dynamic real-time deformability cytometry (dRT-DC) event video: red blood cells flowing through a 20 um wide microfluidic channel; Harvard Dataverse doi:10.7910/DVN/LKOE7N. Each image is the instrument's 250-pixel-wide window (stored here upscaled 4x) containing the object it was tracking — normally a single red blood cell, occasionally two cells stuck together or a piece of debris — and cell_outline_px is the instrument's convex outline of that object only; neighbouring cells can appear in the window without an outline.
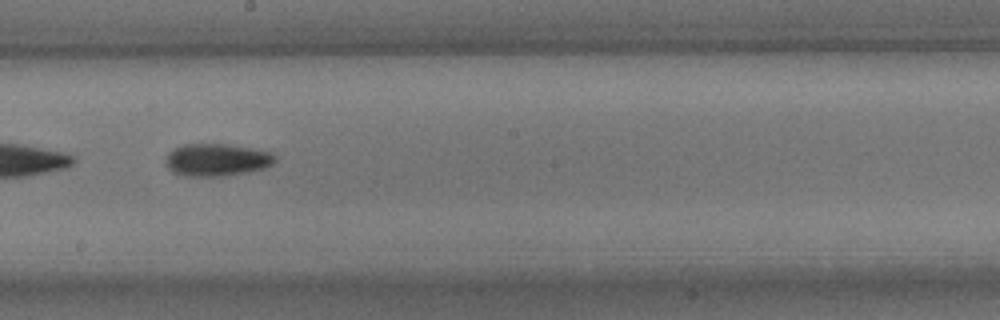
{"species": "common noctule bat (a hibernating species)", "species_latin": "Nyctalus noctula", "temperature_condition": "room temperature", "stored_images_in_passage": 46, "camera_frame_rate_fps": 3000, "um_per_image_px": 0.085, "animal": {"sex": "male", "body_mass_g": 15.6}, "frame": {"image": 1, "passage_image": 23, "time_ms": 7.333, "image_size_px": [1000, 320], "cell_outline_px": [[276, 160], [272, 164], [264, 168], [248, 172], [224, 176], [180, 176], [172, 172], [168, 168], [164, 160], [164, 156], [168, 152], [184, 144], [228, 144], [252, 148], [272, 152], [276, 156]], "centroid_in_image_um": [18.4, 13.59], "position_along_channel_um": 229.8, "area_um2": 20.98}}
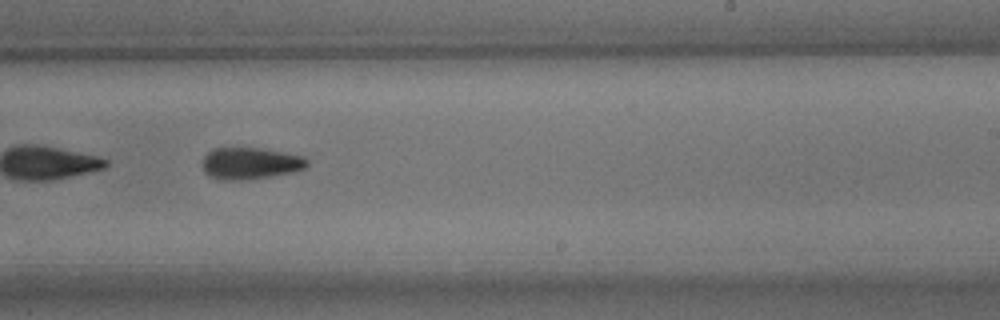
{"frame": {"image": 2, "passage_image": 26, "time_ms": 8.333, "image_size_px": [1000, 320], "cell_outline_px": [[308, 164], [304, 168], [292, 172], [272, 176], [248, 180], [220, 180], [208, 176], [204, 172], [204, 156], [208, 152], [216, 148], [256, 148], [304, 156], [308, 160]], "centroid_in_image_um": [21.27, 13.9], "position_along_channel_um": 267.7, "area_um2": 19.25}}
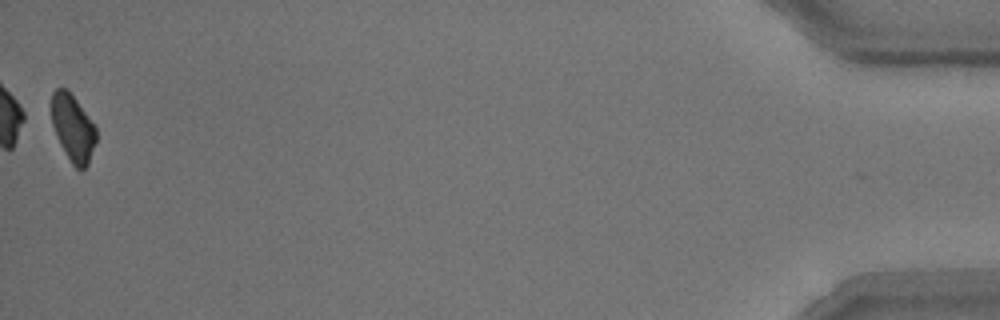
{"frame": {"image": 3, "passage_image": 46, "time_ms": 15.0, "image_size_px": [1000, 320], "cell_outline_px": [[96, 140], [88, 164], [80, 172], [72, 164], [60, 144], [52, 124], [52, 92], [56, 88], [64, 88], [76, 100], [96, 124]], "centroid_in_image_um": [6.22, 10.9], "position_along_channel_um": 429.0, "area_um2": 17.28}, "authors_computed_cell_mechanics": {"area_um2": 19.5942, "velocity_mm_per_s": 3.7999, "shape_relaxation_time_tau1_ms": 2.8028, "shape_relaxation_time_tau2_ms": 5.5597, "deformation_change_tau1": 0.1134, "deformation_change_tau2": 0.1295}}